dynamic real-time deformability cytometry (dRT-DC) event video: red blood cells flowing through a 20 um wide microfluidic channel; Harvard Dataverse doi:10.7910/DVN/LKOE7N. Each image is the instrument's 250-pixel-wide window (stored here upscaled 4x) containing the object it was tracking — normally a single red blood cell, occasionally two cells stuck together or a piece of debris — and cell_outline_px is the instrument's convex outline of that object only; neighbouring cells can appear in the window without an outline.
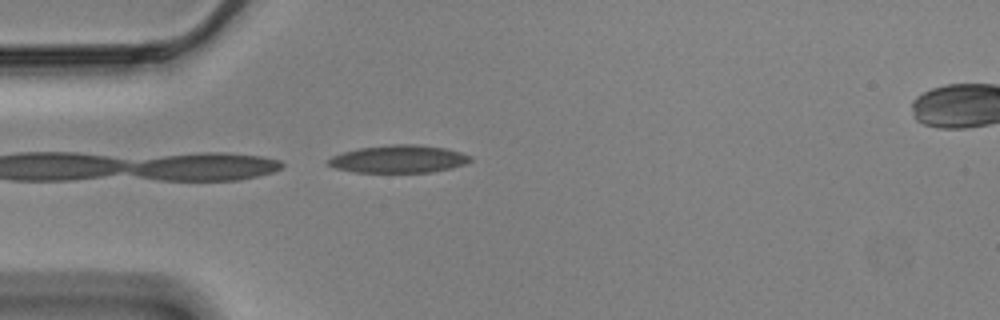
{"species": "Egyptian fruit bat (a non-hibernating species)", "species_latin": "Rousettus aegyptiacus", "temperature_condition": "cold", "stored_images_in_passage": 27, "camera_frame_rate_fps": 3000, "um_per_image_px": 0.085, "animal": {"sex": "male"}, "frame": {"image": 1, "passage_image": 1, "time_ms": 0.0, "image_size_px": [1000, 320], "cell_outline_px": [[472, 160], [464, 164], [452, 168], [432, 172], [352, 172], [336, 168], [324, 164], [324, 160], [332, 156], [344, 152], [360, 148], [388, 144], [416, 144], [444, 148], [460, 152], [472, 156]], "centroid_in_image_um": [33.84, 13.52], "position_along_channel_um": 51.2, "area_um2": 23.06}}